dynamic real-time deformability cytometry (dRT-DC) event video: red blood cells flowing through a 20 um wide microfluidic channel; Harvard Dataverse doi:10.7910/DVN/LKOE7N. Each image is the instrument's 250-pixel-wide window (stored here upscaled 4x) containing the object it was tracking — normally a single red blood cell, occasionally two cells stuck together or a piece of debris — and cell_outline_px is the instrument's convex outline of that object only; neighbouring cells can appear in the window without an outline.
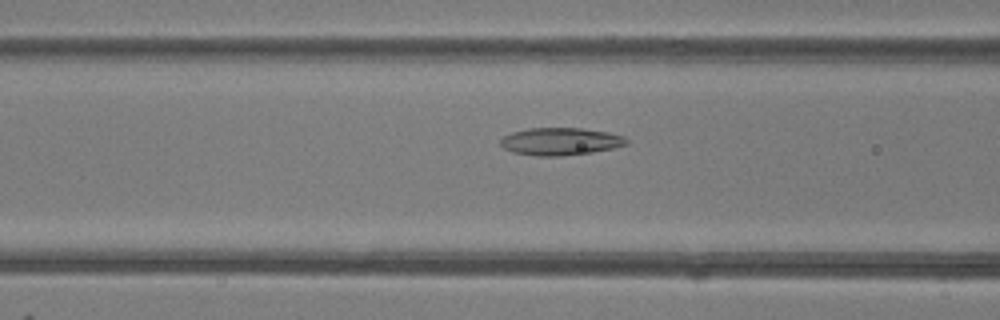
{"species": "common noctule bat (a hibernating species)", "species_latin": "Nyctalus noctula", "temperature_condition": "room temperature", "stored_images_in_passage": 49, "camera_frame_rate_fps": 3000, "um_per_image_px": 0.085, "animal": {"sex": "female"}, "frame": {"image": 1, "passage_image": 20, "time_ms": 6.333, "image_size_px": [1000, 320], "cell_outline_px": [[628, 144], [612, 148], [592, 152], [560, 156], [536, 156], [512, 152], [504, 148], [500, 144], [500, 140], [504, 136], [512, 132], [528, 128], [584, 128], [608, 132], [624, 136], [628, 140]], "centroid_in_image_um": [47.63, 12.02], "position_along_channel_um": 119.0, "area_um2": 20.23}}
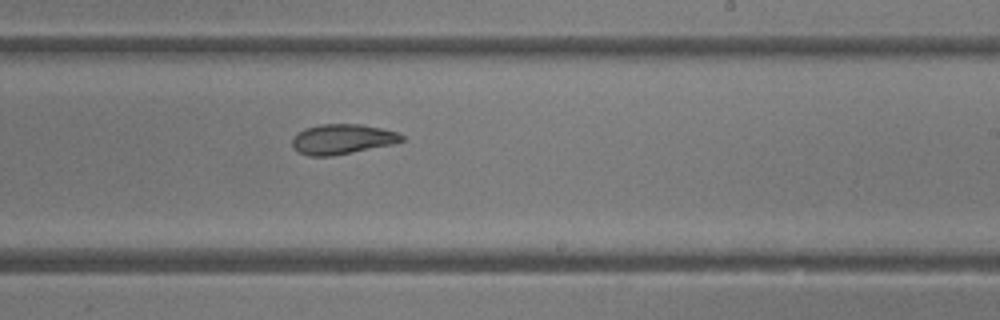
{"frame": {"image": 2, "passage_image": 30, "time_ms": 9.667, "image_size_px": [1000, 320], "cell_outline_px": [[404, 140], [392, 144], [332, 156], [308, 156], [296, 152], [292, 148], [292, 136], [296, 132], [304, 128], [320, 124], [360, 124], [380, 128], [396, 132], [404, 136]], "centroid_in_image_um": [29.01, 11.83], "position_along_channel_um": 260.0, "area_um2": 19.31}}
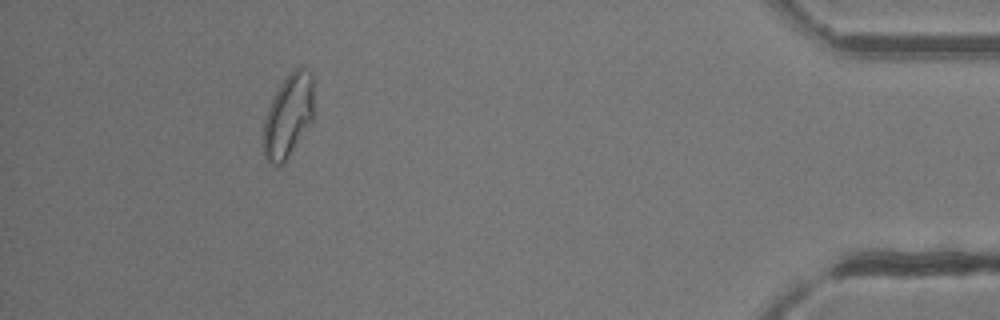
{"frame": {"image": 3, "passage_image": 45, "time_ms": 14.667, "image_size_px": [1000, 320], "cell_outline_px": [[312, 124], [284, 164], [276, 168], [264, 156], [264, 120], [268, 108], [280, 84], [296, 68], [304, 68], [312, 72]], "centroid_in_image_um": [24.51, 9.92], "position_along_channel_um": 410.7, "area_um2": 24.39}, "authors_computed_cell_mechanics": {"area_um2": 21.8484, "velocity_mm_per_s": 4.2359, "shape_relaxation_time_tau1_ms": null, "shape_relaxation_time_tau2_ms": 2.2655, "deformation_change_tau1": null, "deformation_change_tau2": 0.0807}}